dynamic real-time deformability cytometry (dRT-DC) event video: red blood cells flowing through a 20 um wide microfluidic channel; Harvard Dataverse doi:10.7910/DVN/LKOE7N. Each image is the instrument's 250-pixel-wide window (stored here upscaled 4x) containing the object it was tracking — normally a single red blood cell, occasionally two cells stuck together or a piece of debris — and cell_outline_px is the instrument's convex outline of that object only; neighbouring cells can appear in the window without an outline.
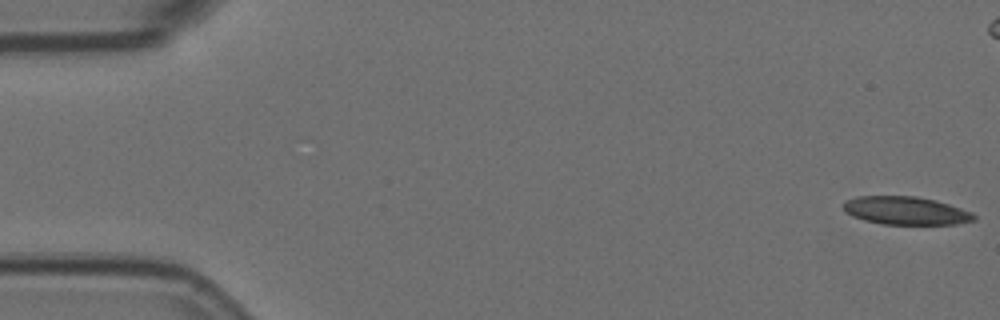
{"species": "Egyptian fruit bat (a non-hibernating species)", "species_latin": "Rousettus aegyptiacus", "temperature_condition": "room temperature", "stored_images_in_passage": 4, "camera_frame_rate_fps": 3000, "um_per_image_px": 0.085, "animal": {"sex": "female"}, "frame": {"image": 1, "passage_image": 1, "time_ms": 0.0, "image_size_px": [1000, 320], "cell_outline_px": [[976, 220], [956, 224], [884, 224], [864, 220], [852, 216], [844, 212], [844, 200], [856, 196], [916, 196], [936, 200], [972, 212], [976, 216]], "centroid_in_image_um": [76.98, 17.9], "position_along_channel_um": 8.0, "area_um2": 21.44}}